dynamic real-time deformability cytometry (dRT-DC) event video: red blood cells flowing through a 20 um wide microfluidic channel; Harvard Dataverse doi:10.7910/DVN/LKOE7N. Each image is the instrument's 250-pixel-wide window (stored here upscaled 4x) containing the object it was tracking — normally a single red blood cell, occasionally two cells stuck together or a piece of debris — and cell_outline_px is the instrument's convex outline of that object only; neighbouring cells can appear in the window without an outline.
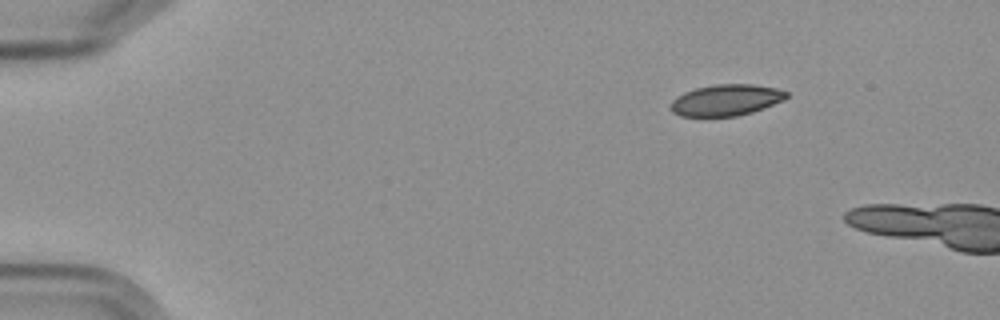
{"species": "Egyptian fruit bat (a non-hibernating species)", "species_latin": "Rousettus aegyptiacus", "temperature_condition": "cold", "stored_images_in_passage": 2, "camera_frame_rate_fps": 3000, "um_per_image_px": 0.085, "frame": {"image": 1, "passage_image": 1, "time_ms": 0.0, "image_size_px": [1000, 320], "cell_outline_px": [[788, 96], [784, 100], [764, 108], [752, 112], [736, 116], [680, 116], [672, 112], [668, 108], [668, 104], [676, 96], [684, 92], [696, 88], [716, 84], [752, 84], [776, 88], [788, 92]], "centroid_in_image_um": [61.68, 8.51], "position_along_channel_um": 23.3, "area_um2": 21.27}}